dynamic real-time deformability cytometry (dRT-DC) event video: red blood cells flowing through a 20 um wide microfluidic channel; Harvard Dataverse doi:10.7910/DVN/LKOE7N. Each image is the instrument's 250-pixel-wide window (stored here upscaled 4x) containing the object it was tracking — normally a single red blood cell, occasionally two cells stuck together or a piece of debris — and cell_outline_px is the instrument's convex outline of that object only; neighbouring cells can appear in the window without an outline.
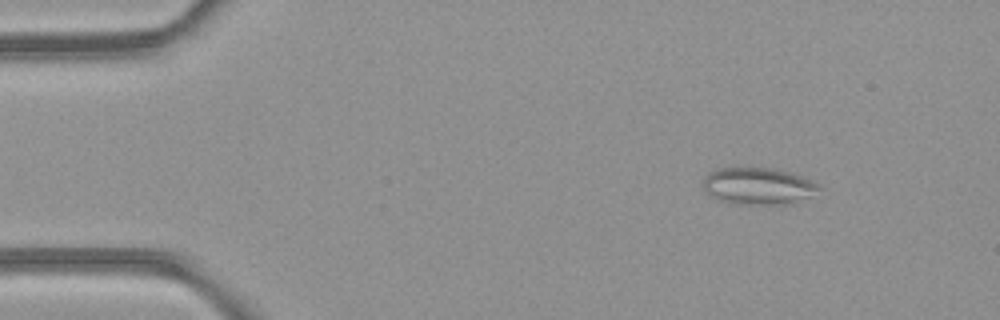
{"species": "common noctule bat (a hibernating species)", "species_latin": "Nyctalus noctula", "temperature_condition": "room temperature", "stored_images_in_passage": 49, "camera_frame_rate_fps": 3000, "um_per_image_px": 0.085, "animal": {"sex": "female", "body_mass_g": 21.9}, "frame": {"image": 1, "passage_image": 6, "time_ms": 1.667, "image_size_px": [1000, 320], "cell_outline_px": [[820, 188], [808, 196], [792, 204], [728, 204], [716, 200], [704, 188], [704, 176], [708, 172], [716, 168], [772, 168], [788, 172], [800, 176], [816, 184]], "centroid_in_image_um": [64.36, 15.82], "position_along_channel_um": 20.6, "area_um2": 24.68}}
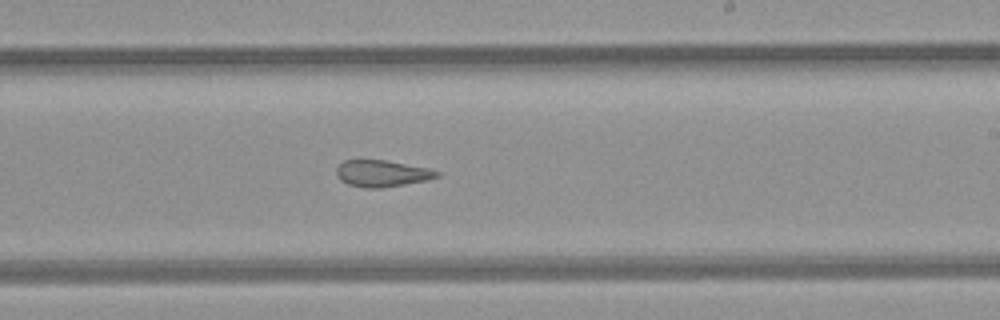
{"frame": {"image": 2, "passage_image": 29, "time_ms": 9.333, "image_size_px": [1000, 320], "cell_outline_px": [[440, 176], [428, 180], [380, 188], [364, 188], [348, 184], [340, 180], [336, 176], [336, 168], [344, 160], [384, 160], [428, 168], [440, 172]], "centroid_in_image_um": [32.45, 14.75], "position_along_channel_um": 256.5, "area_um2": 15.55}}
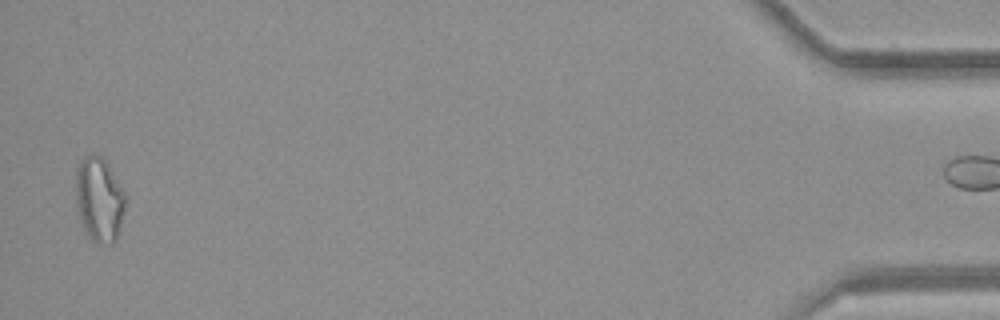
{"frame": {"image": 3, "passage_image": 48, "time_ms": 15.667, "image_size_px": [1000, 320], "cell_outline_px": [[128, 200], [120, 228], [116, 240], [112, 244], [100, 244], [92, 240], [84, 232], [80, 220], [76, 204], [76, 168], [84, 156], [100, 156], [108, 164], [124, 192]], "centroid_in_image_um": [8.45, 17.01], "position_along_channel_um": 426.8, "area_um2": 24.68}, "authors_computed_cell_mechanics": {"area_um2": 19.2474, "velocity_mm_per_s": 4.2341, "shape_relaxation_time_tau1_ms": null, "shape_relaxation_time_tau2_ms": 2.2728, "deformation_change_tau1": null, "deformation_change_tau2": 0.1151}}